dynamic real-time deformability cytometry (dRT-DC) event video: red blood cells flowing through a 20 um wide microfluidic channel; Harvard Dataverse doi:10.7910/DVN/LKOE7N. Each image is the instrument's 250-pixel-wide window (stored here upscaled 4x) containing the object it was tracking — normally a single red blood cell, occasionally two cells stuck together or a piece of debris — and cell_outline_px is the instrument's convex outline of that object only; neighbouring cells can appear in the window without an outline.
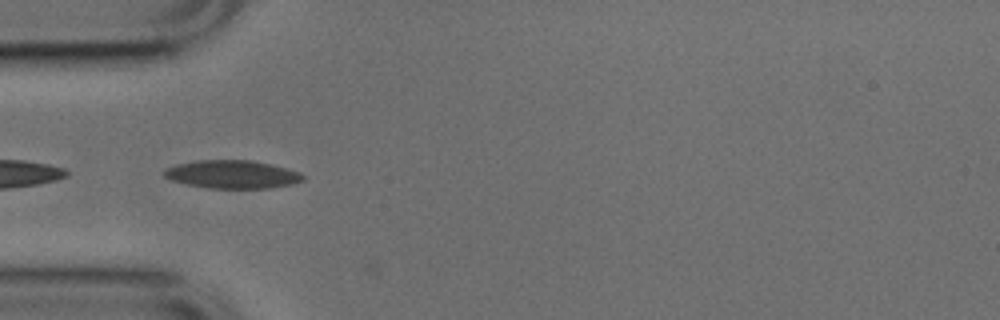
{"species": "common noctule bat (a hibernating species)", "species_latin": "Nyctalus noctula", "temperature_condition": "cold", "stored_images_in_passage": 15, "camera_frame_rate_fps": 3000, "um_per_image_px": 0.085, "animal": {"sex": "male", "body_mass_g": 17.9, "forearm_length_mm": 54.2}, "frame": {"image": 1, "passage_image": 14, "time_ms": 4.333, "image_size_px": [1000, 320], "cell_outline_px": [[304, 180], [292, 184], [268, 188], [208, 188], [188, 184], [172, 180], [164, 176], [164, 172], [168, 168], [176, 164], [200, 160], [252, 160], [272, 164], [300, 172], [304, 176]], "centroid_in_image_um": [19.78, 14.81], "position_along_channel_um": 65.2, "area_um2": 22.6}}